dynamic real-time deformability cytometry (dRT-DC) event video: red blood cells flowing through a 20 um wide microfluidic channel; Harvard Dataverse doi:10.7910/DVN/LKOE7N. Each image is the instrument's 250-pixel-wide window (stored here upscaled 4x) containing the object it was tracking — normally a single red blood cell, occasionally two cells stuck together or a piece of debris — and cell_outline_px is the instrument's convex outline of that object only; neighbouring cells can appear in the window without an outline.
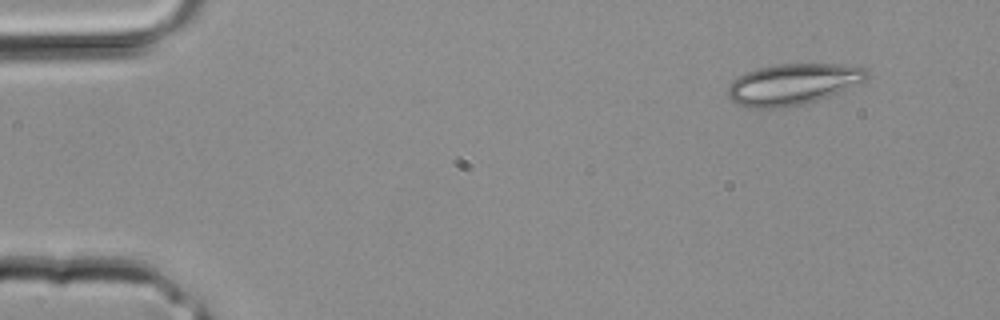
{"species": "common noctule bat (a hibernating species)", "species_latin": "Nyctalus noctula", "temperature_condition": "room temperature", "stored_images_in_passage": 3, "camera_frame_rate_fps": 3000, "um_per_image_px": 0.085, "animal": {"sex": "male", "body_mass_g": 20.4}, "frame": {"image": 1, "passage_image": 1, "time_ms": 0.0, "image_size_px": [1000, 320], "cell_outline_px": [[868, 80], [840, 92], [816, 100], [800, 104], [780, 108], [748, 108], [736, 104], [728, 96], [728, 88], [732, 80], [736, 76], [744, 72], [776, 64], [840, 64], [868, 68]], "centroid_in_image_um": [67.4, 7.15], "position_along_channel_um": 17.6, "area_um2": 33.47}}